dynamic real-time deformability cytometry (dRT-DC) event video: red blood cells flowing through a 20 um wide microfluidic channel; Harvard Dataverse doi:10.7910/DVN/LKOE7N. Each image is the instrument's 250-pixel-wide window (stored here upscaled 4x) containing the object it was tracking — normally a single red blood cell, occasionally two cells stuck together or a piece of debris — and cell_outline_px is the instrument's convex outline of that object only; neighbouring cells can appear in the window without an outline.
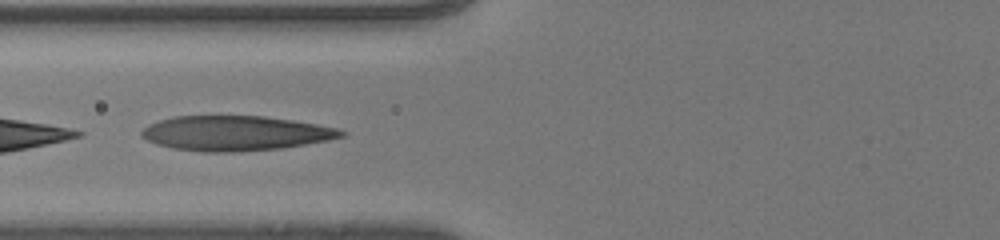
{"species": "human", "species_latin": "Homo sapiens", "temperature_condition": "room temperature", "stored_images_in_passage": 15, "camera_frame_rate_fps": 3000, "um_per_image_px": 0.085, "donor": {"sex": "male"}, "frame": {"image": 1, "passage_image": 12, "time_ms": 3.667, "image_size_px": [1000, 240], "cell_outline_px": [[348, 136], [328, 140], [280, 148], [236, 152], [204, 152], [172, 148], [156, 144], [140, 136], [140, 132], [148, 124], [172, 116], [264, 116], [292, 120], [316, 124], [336, 128], [348, 132]], "centroid_in_image_um": [20.01, 11.32], "position_along_channel_um": 105.8, "area_um2": 40.63}}